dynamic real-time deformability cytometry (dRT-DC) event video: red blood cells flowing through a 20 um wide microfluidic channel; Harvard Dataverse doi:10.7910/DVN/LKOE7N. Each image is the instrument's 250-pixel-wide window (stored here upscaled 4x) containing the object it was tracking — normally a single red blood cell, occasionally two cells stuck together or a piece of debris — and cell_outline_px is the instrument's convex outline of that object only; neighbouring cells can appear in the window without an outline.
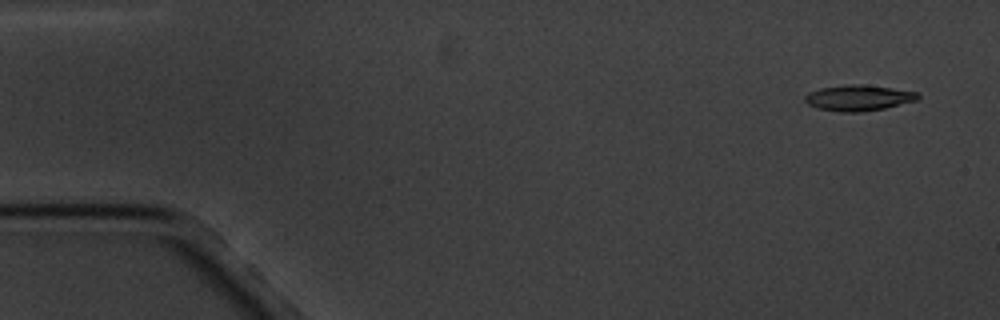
{"species": "common noctule bat (a hibernating species)", "species_latin": "Nyctalus noctula", "temperature_condition": "cold", "stored_images_in_passage": 5, "segment_of_instrument_passage": [1, 2], "camera_frame_rate_fps": 3000, "um_per_image_px": 0.085, "animal": {"sex": "male", "body_mass_g": 20.1, "forearm_length_mm": 53.5}, "frame": {"image": 1, "passage_image": 1, "time_ms": 0.0, "image_size_px": [1000, 320], "cell_outline_px": [[920, 96], [916, 100], [884, 108], [860, 112], [840, 112], [816, 108], [808, 104], [804, 100], [804, 96], [808, 92], [820, 88], [848, 84], [864, 84], [892, 88], [916, 92]], "centroid_in_image_um": [72.91, 8.31], "position_along_channel_um": 12.1, "area_um2": 16.94}}